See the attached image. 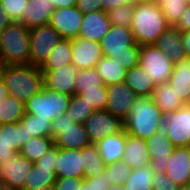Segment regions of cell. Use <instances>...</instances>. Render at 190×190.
Masks as SVG:
<instances>
[{"label": "cell", "mask_w": 190, "mask_h": 190, "mask_svg": "<svg viewBox=\"0 0 190 190\" xmlns=\"http://www.w3.org/2000/svg\"><path fill=\"white\" fill-rule=\"evenodd\" d=\"M5 67H6V64H3L0 60V81L3 80V73H4V70H5Z\"/></svg>", "instance_id": "obj_57"}, {"label": "cell", "mask_w": 190, "mask_h": 190, "mask_svg": "<svg viewBox=\"0 0 190 190\" xmlns=\"http://www.w3.org/2000/svg\"><path fill=\"white\" fill-rule=\"evenodd\" d=\"M184 104H190V58L174 64V70L168 80Z\"/></svg>", "instance_id": "obj_26"}, {"label": "cell", "mask_w": 190, "mask_h": 190, "mask_svg": "<svg viewBox=\"0 0 190 190\" xmlns=\"http://www.w3.org/2000/svg\"><path fill=\"white\" fill-rule=\"evenodd\" d=\"M140 52H123L122 54L116 55L118 62L121 63L125 69L129 70L139 63Z\"/></svg>", "instance_id": "obj_48"}, {"label": "cell", "mask_w": 190, "mask_h": 190, "mask_svg": "<svg viewBox=\"0 0 190 190\" xmlns=\"http://www.w3.org/2000/svg\"><path fill=\"white\" fill-rule=\"evenodd\" d=\"M79 95L84 101L91 105L95 110H105L107 104V88L102 85L97 89L82 90Z\"/></svg>", "instance_id": "obj_41"}, {"label": "cell", "mask_w": 190, "mask_h": 190, "mask_svg": "<svg viewBox=\"0 0 190 190\" xmlns=\"http://www.w3.org/2000/svg\"><path fill=\"white\" fill-rule=\"evenodd\" d=\"M56 171L53 168H41L35 163L27 175L24 190H38L41 187L54 186Z\"/></svg>", "instance_id": "obj_31"}, {"label": "cell", "mask_w": 190, "mask_h": 190, "mask_svg": "<svg viewBox=\"0 0 190 190\" xmlns=\"http://www.w3.org/2000/svg\"><path fill=\"white\" fill-rule=\"evenodd\" d=\"M54 11L55 6L51 0H29L24 17L20 22L29 29L47 25Z\"/></svg>", "instance_id": "obj_24"}, {"label": "cell", "mask_w": 190, "mask_h": 190, "mask_svg": "<svg viewBox=\"0 0 190 190\" xmlns=\"http://www.w3.org/2000/svg\"><path fill=\"white\" fill-rule=\"evenodd\" d=\"M70 98L69 95L50 91L43 87L25 103V113L53 121L67 111Z\"/></svg>", "instance_id": "obj_5"}, {"label": "cell", "mask_w": 190, "mask_h": 190, "mask_svg": "<svg viewBox=\"0 0 190 190\" xmlns=\"http://www.w3.org/2000/svg\"><path fill=\"white\" fill-rule=\"evenodd\" d=\"M154 173L150 165L133 169L128 179L123 183L124 190H152Z\"/></svg>", "instance_id": "obj_35"}, {"label": "cell", "mask_w": 190, "mask_h": 190, "mask_svg": "<svg viewBox=\"0 0 190 190\" xmlns=\"http://www.w3.org/2000/svg\"><path fill=\"white\" fill-rule=\"evenodd\" d=\"M9 96V91L5 86L4 81H0V101Z\"/></svg>", "instance_id": "obj_55"}, {"label": "cell", "mask_w": 190, "mask_h": 190, "mask_svg": "<svg viewBox=\"0 0 190 190\" xmlns=\"http://www.w3.org/2000/svg\"><path fill=\"white\" fill-rule=\"evenodd\" d=\"M138 64L148 72L155 85L168 82L174 70L171 59L155 45L140 47Z\"/></svg>", "instance_id": "obj_7"}, {"label": "cell", "mask_w": 190, "mask_h": 190, "mask_svg": "<svg viewBox=\"0 0 190 190\" xmlns=\"http://www.w3.org/2000/svg\"><path fill=\"white\" fill-rule=\"evenodd\" d=\"M174 27L180 32L190 31V6L181 14L178 23Z\"/></svg>", "instance_id": "obj_51"}, {"label": "cell", "mask_w": 190, "mask_h": 190, "mask_svg": "<svg viewBox=\"0 0 190 190\" xmlns=\"http://www.w3.org/2000/svg\"><path fill=\"white\" fill-rule=\"evenodd\" d=\"M110 27L108 15L103 10L84 14L78 37L100 42L109 32Z\"/></svg>", "instance_id": "obj_21"}, {"label": "cell", "mask_w": 190, "mask_h": 190, "mask_svg": "<svg viewBox=\"0 0 190 190\" xmlns=\"http://www.w3.org/2000/svg\"><path fill=\"white\" fill-rule=\"evenodd\" d=\"M133 168L124 163L123 161H118L105 165L103 175L110 182L111 185H123V183L128 179Z\"/></svg>", "instance_id": "obj_40"}, {"label": "cell", "mask_w": 190, "mask_h": 190, "mask_svg": "<svg viewBox=\"0 0 190 190\" xmlns=\"http://www.w3.org/2000/svg\"><path fill=\"white\" fill-rule=\"evenodd\" d=\"M133 12V6L122 5L113 8L107 15L111 25L131 28Z\"/></svg>", "instance_id": "obj_42"}, {"label": "cell", "mask_w": 190, "mask_h": 190, "mask_svg": "<svg viewBox=\"0 0 190 190\" xmlns=\"http://www.w3.org/2000/svg\"><path fill=\"white\" fill-rule=\"evenodd\" d=\"M65 65H72V39L62 38L40 69H57Z\"/></svg>", "instance_id": "obj_30"}, {"label": "cell", "mask_w": 190, "mask_h": 190, "mask_svg": "<svg viewBox=\"0 0 190 190\" xmlns=\"http://www.w3.org/2000/svg\"><path fill=\"white\" fill-rule=\"evenodd\" d=\"M29 0H2L1 7L13 22H20L24 17Z\"/></svg>", "instance_id": "obj_43"}, {"label": "cell", "mask_w": 190, "mask_h": 190, "mask_svg": "<svg viewBox=\"0 0 190 190\" xmlns=\"http://www.w3.org/2000/svg\"><path fill=\"white\" fill-rule=\"evenodd\" d=\"M83 182L84 178H57L54 184V190H79Z\"/></svg>", "instance_id": "obj_46"}, {"label": "cell", "mask_w": 190, "mask_h": 190, "mask_svg": "<svg viewBox=\"0 0 190 190\" xmlns=\"http://www.w3.org/2000/svg\"><path fill=\"white\" fill-rule=\"evenodd\" d=\"M152 98L156 106L165 116L184 105L175 92L174 86L170 85L169 82L156 85Z\"/></svg>", "instance_id": "obj_27"}, {"label": "cell", "mask_w": 190, "mask_h": 190, "mask_svg": "<svg viewBox=\"0 0 190 190\" xmlns=\"http://www.w3.org/2000/svg\"><path fill=\"white\" fill-rule=\"evenodd\" d=\"M51 137L61 149H79L90 144L84 124L74 123L67 114L52 121Z\"/></svg>", "instance_id": "obj_6"}, {"label": "cell", "mask_w": 190, "mask_h": 190, "mask_svg": "<svg viewBox=\"0 0 190 190\" xmlns=\"http://www.w3.org/2000/svg\"><path fill=\"white\" fill-rule=\"evenodd\" d=\"M25 115V104L13 96L0 101V124L18 123Z\"/></svg>", "instance_id": "obj_34"}, {"label": "cell", "mask_w": 190, "mask_h": 190, "mask_svg": "<svg viewBox=\"0 0 190 190\" xmlns=\"http://www.w3.org/2000/svg\"><path fill=\"white\" fill-rule=\"evenodd\" d=\"M125 143L126 131L124 129L121 132L109 135L96 143L105 165L122 161Z\"/></svg>", "instance_id": "obj_25"}, {"label": "cell", "mask_w": 190, "mask_h": 190, "mask_svg": "<svg viewBox=\"0 0 190 190\" xmlns=\"http://www.w3.org/2000/svg\"><path fill=\"white\" fill-rule=\"evenodd\" d=\"M103 0H77L76 7L83 13L88 14L102 10Z\"/></svg>", "instance_id": "obj_49"}, {"label": "cell", "mask_w": 190, "mask_h": 190, "mask_svg": "<svg viewBox=\"0 0 190 190\" xmlns=\"http://www.w3.org/2000/svg\"><path fill=\"white\" fill-rule=\"evenodd\" d=\"M84 14L76 7L57 8L50 18L49 25L65 39L79 36Z\"/></svg>", "instance_id": "obj_13"}, {"label": "cell", "mask_w": 190, "mask_h": 190, "mask_svg": "<svg viewBox=\"0 0 190 190\" xmlns=\"http://www.w3.org/2000/svg\"><path fill=\"white\" fill-rule=\"evenodd\" d=\"M110 182L103 174H98L90 178H84V182L79 190H108Z\"/></svg>", "instance_id": "obj_45"}, {"label": "cell", "mask_w": 190, "mask_h": 190, "mask_svg": "<svg viewBox=\"0 0 190 190\" xmlns=\"http://www.w3.org/2000/svg\"><path fill=\"white\" fill-rule=\"evenodd\" d=\"M53 146L52 137H32L21 147L19 153L32 163H35Z\"/></svg>", "instance_id": "obj_33"}, {"label": "cell", "mask_w": 190, "mask_h": 190, "mask_svg": "<svg viewBox=\"0 0 190 190\" xmlns=\"http://www.w3.org/2000/svg\"><path fill=\"white\" fill-rule=\"evenodd\" d=\"M0 60L6 65H30V29L21 22L0 32Z\"/></svg>", "instance_id": "obj_4"}, {"label": "cell", "mask_w": 190, "mask_h": 190, "mask_svg": "<svg viewBox=\"0 0 190 190\" xmlns=\"http://www.w3.org/2000/svg\"><path fill=\"white\" fill-rule=\"evenodd\" d=\"M125 83L138 96H152L155 83L139 64L127 70Z\"/></svg>", "instance_id": "obj_28"}, {"label": "cell", "mask_w": 190, "mask_h": 190, "mask_svg": "<svg viewBox=\"0 0 190 190\" xmlns=\"http://www.w3.org/2000/svg\"><path fill=\"white\" fill-rule=\"evenodd\" d=\"M34 163L20 153H16L6 161H0V181L15 189L24 190L27 175Z\"/></svg>", "instance_id": "obj_14"}, {"label": "cell", "mask_w": 190, "mask_h": 190, "mask_svg": "<svg viewBox=\"0 0 190 190\" xmlns=\"http://www.w3.org/2000/svg\"><path fill=\"white\" fill-rule=\"evenodd\" d=\"M187 3V6H190V0H185Z\"/></svg>", "instance_id": "obj_61"}, {"label": "cell", "mask_w": 190, "mask_h": 190, "mask_svg": "<svg viewBox=\"0 0 190 190\" xmlns=\"http://www.w3.org/2000/svg\"><path fill=\"white\" fill-rule=\"evenodd\" d=\"M81 156L84 161V178H90L102 174L105 163L100 156L96 144L90 143L81 149Z\"/></svg>", "instance_id": "obj_32"}, {"label": "cell", "mask_w": 190, "mask_h": 190, "mask_svg": "<svg viewBox=\"0 0 190 190\" xmlns=\"http://www.w3.org/2000/svg\"><path fill=\"white\" fill-rule=\"evenodd\" d=\"M38 190H54V186H49V187H41Z\"/></svg>", "instance_id": "obj_60"}, {"label": "cell", "mask_w": 190, "mask_h": 190, "mask_svg": "<svg viewBox=\"0 0 190 190\" xmlns=\"http://www.w3.org/2000/svg\"><path fill=\"white\" fill-rule=\"evenodd\" d=\"M179 185L170 179L166 172L154 173L152 177V190H178Z\"/></svg>", "instance_id": "obj_44"}, {"label": "cell", "mask_w": 190, "mask_h": 190, "mask_svg": "<svg viewBox=\"0 0 190 190\" xmlns=\"http://www.w3.org/2000/svg\"><path fill=\"white\" fill-rule=\"evenodd\" d=\"M20 122L26 126L28 132V139L32 137H51L52 121L41 119L38 115L25 113Z\"/></svg>", "instance_id": "obj_36"}, {"label": "cell", "mask_w": 190, "mask_h": 190, "mask_svg": "<svg viewBox=\"0 0 190 190\" xmlns=\"http://www.w3.org/2000/svg\"><path fill=\"white\" fill-rule=\"evenodd\" d=\"M106 88L107 104L105 110L124 121L138 96L125 82L106 85Z\"/></svg>", "instance_id": "obj_12"}, {"label": "cell", "mask_w": 190, "mask_h": 190, "mask_svg": "<svg viewBox=\"0 0 190 190\" xmlns=\"http://www.w3.org/2000/svg\"><path fill=\"white\" fill-rule=\"evenodd\" d=\"M165 15L168 24L174 27L181 17V14L188 7L185 0H153Z\"/></svg>", "instance_id": "obj_39"}, {"label": "cell", "mask_w": 190, "mask_h": 190, "mask_svg": "<svg viewBox=\"0 0 190 190\" xmlns=\"http://www.w3.org/2000/svg\"><path fill=\"white\" fill-rule=\"evenodd\" d=\"M154 45L165 53L171 59L173 64L187 58L183 47L181 32L176 27L170 26L166 29L156 40Z\"/></svg>", "instance_id": "obj_23"}, {"label": "cell", "mask_w": 190, "mask_h": 190, "mask_svg": "<svg viewBox=\"0 0 190 190\" xmlns=\"http://www.w3.org/2000/svg\"><path fill=\"white\" fill-rule=\"evenodd\" d=\"M103 56L114 58L123 52H140L131 28L111 25L109 32L100 41Z\"/></svg>", "instance_id": "obj_10"}, {"label": "cell", "mask_w": 190, "mask_h": 190, "mask_svg": "<svg viewBox=\"0 0 190 190\" xmlns=\"http://www.w3.org/2000/svg\"><path fill=\"white\" fill-rule=\"evenodd\" d=\"M133 7L131 30L135 42L140 46L154 45L170 27L163 10L153 0L139 1Z\"/></svg>", "instance_id": "obj_1"}, {"label": "cell", "mask_w": 190, "mask_h": 190, "mask_svg": "<svg viewBox=\"0 0 190 190\" xmlns=\"http://www.w3.org/2000/svg\"><path fill=\"white\" fill-rule=\"evenodd\" d=\"M12 22L13 21L9 18L8 14L0 6V32Z\"/></svg>", "instance_id": "obj_53"}, {"label": "cell", "mask_w": 190, "mask_h": 190, "mask_svg": "<svg viewBox=\"0 0 190 190\" xmlns=\"http://www.w3.org/2000/svg\"><path fill=\"white\" fill-rule=\"evenodd\" d=\"M104 85L96 68L78 70L75 79V94H79L82 90L97 89Z\"/></svg>", "instance_id": "obj_38"}, {"label": "cell", "mask_w": 190, "mask_h": 190, "mask_svg": "<svg viewBox=\"0 0 190 190\" xmlns=\"http://www.w3.org/2000/svg\"><path fill=\"white\" fill-rule=\"evenodd\" d=\"M178 190H190V184H185V185L179 186Z\"/></svg>", "instance_id": "obj_59"}, {"label": "cell", "mask_w": 190, "mask_h": 190, "mask_svg": "<svg viewBox=\"0 0 190 190\" xmlns=\"http://www.w3.org/2000/svg\"><path fill=\"white\" fill-rule=\"evenodd\" d=\"M137 3H139V0H103L102 10L108 13L117 6H122V5L134 6Z\"/></svg>", "instance_id": "obj_50"}, {"label": "cell", "mask_w": 190, "mask_h": 190, "mask_svg": "<svg viewBox=\"0 0 190 190\" xmlns=\"http://www.w3.org/2000/svg\"><path fill=\"white\" fill-rule=\"evenodd\" d=\"M84 126L90 143L96 144L109 135L124 129L123 121L107 110H95L85 121Z\"/></svg>", "instance_id": "obj_11"}, {"label": "cell", "mask_w": 190, "mask_h": 190, "mask_svg": "<svg viewBox=\"0 0 190 190\" xmlns=\"http://www.w3.org/2000/svg\"><path fill=\"white\" fill-rule=\"evenodd\" d=\"M102 57L100 42L81 37L72 39V65L77 70L95 67Z\"/></svg>", "instance_id": "obj_18"}, {"label": "cell", "mask_w": 190, "mask_h": 190, "mask_svg": "<svg viewBox=\"0 0 190 190\" xmlns=\"http://www.w3.org/2000/svg\"><path fill=\"white\" fill-rule=\"evenodd\" d=\"M95 68L104 85L125 82L127 69L121 66L116 57L103 56Z\"/></svg>", "instance_id": "obj_29"}, {"label": "cell", "mask_w": 190, "mask_h": 190, "mask_svg": "<svg viewBox=\"0 0 190 190\" xmlns=\"http://www.w3.org/2000/svg\"><path fill=\"white\" fill-rule=\"evenodd\" d=\"M55 9L76 6L77 0H51Z\"/></svg>", "instance_id": "obj_52"}, {"label": "cell", "mask_w": 190, "mask_h": 190, "mask_svg": "<svg viewBox=\"0 0 190 190\" xmlns=\"http://www.w3.org/2000/svg\"><path fill=\"white\" fill-rule=\"evenodd\" d=\"M56 177L84 178V161L81 150L58 148Z\"/></svg>", "instance_id": "obj_19"}, {"label": "cell", "mask_w": 190, "mask_h": 190, "mask_svg": "<svg viewBox=\"0 0 190 190\" xmlns=\"http://www.w3.org/2000/svg\"><path fill=\"white\" fill-rule=\"evenodd\" d=\"M150 156V167L155 173L166 172L170 155L175 146L170 141L164 129L146 139Z\"/></svg>", "instance_id": "obj_17"}, {"label": "cell", "mask_w": 190, "mask_h": 190, "mask_svg": "<svg viewBox=\"0 0 190 190\" xmlns=\"http://www.w3.org/2000/svg\"><path fill=\"white\" fill-rule=\"evenodd\" d=\"M95 111V109L88 105L83 97L79 94L71 96L67 114L74 123L84 124L86 119Z\"/></svg>", "instance_id": "obj_37"}, {"label": "cell", "mask_w": 190, "mask_h": 190, "mask_svg": "<svg viewBox=\"0 0 190 190\" xmlns=\"http://www.w3.org/2000/svg\"><path fill=\"white\" fill-rule=\"evenodd\" d=\"M29 140L26 126L20 121L0 124V161H6L19 153L21 147Z\"/></svg>", "instance_id": "obj_15"}, {"label": "cell", "mask_w": 190, "mask_h": 190, "mask_svg": "<svg viewBox=\"0 0 190 190\" xmlns=\"http://www.w3.org/2000/svg\"><path fill=\"white\" fill-rule=\"evenodd\" d=\"M164 118L165 115L156 106L152 96H140L123 121L124 130L135 137L148 139L163 129Z\"/></svg>", "instance_id": "obj_2"}, {"label": "cell", "mask_w": 190, "mask_h": 190, "mask_svg": "<svg viewBox=\"0 0 190 190\" xmlns=\"http://www.w3.org/2000/svg\"><path fill=\"white\" fill-rule=\"evenodd\" d=\"M167 176L179 186L189 183L190 147H175L166 168Z\"/></svg>", "instance_id": "obj_20"}, {"label": "cell", "mask_w": 190, "mask_h": 190, "mask_svg": "<svg viewBox=\"0 0 190 190\" xmlns=\"http://www.w3.org/2000/svg\"><path fill=\"white\" fill-rule=\"evenodd\" d=\"M122 161L133 169L150 165L146 139L135 137L126 132V143Z\"/></svg>", "instance_id": "obj_22"}, {"label": "cell", "mask_w": 190, "mask_h": 190, "mask_svg": "<svg viewBox=\"0 0 190 190\" xmlns=\"http://www.w3.org/2000/svg\"><path fill=\"white\" fill-rule=\"evenodd\" d=\"M108 190H124V187H123V185H118V186L111 185V186H109Z\"/></svg>", "instance_id": "obj_58"}, {"label": "cell", "mask_w": 190, "mask_h": 190, "mask_svg": "<svg viewBox=\"0 0 190 190\" xmlns=\"http://www.w3.org/2000/svg\"><path fill=\"white\" fill-rule=\"evenodd\" d=\"M44 88L73 96L75 79L78 70L73 65H65L57 69H41Z\"/></svg>", "instance_id": "obj_16"}, {"label": "cell", "mask_w": 190, "mask_h": 190, "mask_svg": "<svg viewBox=\"0 0 190 190\" xmlns=\"http://www.w3.org/2000/svg\"><path fill=\"white\" fill-rule=\"evenodd\" d=\"M163 129L175 147H190V104L167 114Z\"/></svg>", "instance_id": "obj_9"}, {"label": "cell", "mask_w": 190, "mask_h": 190, "mask_svg": "<svg viewBox=\"0 0 190 190\" xmlns=\"http://www.w3.org/2000/svg\"><path fill=\"white\" fill-rule=\"evenodd\" d=\"M61 39L49 24L30 28V65L41 67Z\"/></svg>", "instance_id": "obj_8"}, {"label": "cell", "mask_w": 190, "mask_h": 190, "mask_svg": "<svg viewBox=\"0 0 190 190\" xmlns=\"http://www.w3.org/2000/svg\"><path fill=\"white\" fill-rule=\"evenodd\" d=\"M58 147L54 145L35 164L41 168H53L56 171Z\"/></svg>", "instance_id": "obj_47"}, {"label": "cell", "mask_w": 190, "mask_h": 190, "mask_svg": "<svg viewBox=\"0 0 190 190\" xmlns=\"http://www.w3.org/2000/svg\"><path fill=\"white\" fill-rule=\"evenodd\" d=\"M3 81L9 95L24 104L44 87L42 71L33 65H6Z\"/></svg>", "instance_id": "obj_3"}, {"label": "cell", "mask_w": 190, "mask_h": 190, "mask_svg": "<svg viewBox=\"0 0 190 190\" xmlns=\"http://www.w3.org/2000/svg\"><path fill=\"white\" fill-rule=\"evenodd\" d=\"M183 47L187 58H190V31L181 32Z\"/></svg>", "instance_id": "obj_54"}, {"label": "cell", "mask_w": 190, "mask_h": 190, "mask_svg": "<svg viewBox=\"0 0 190 190\" xmlns=\"http://www.w3.org/2000/svg\"><path fill=\"white\" fill-rule=\"evenodd\" d=\"M0 190H19V189H15L11 185H8L7 183L0 181Z\"/></svg>", "instance_id": "obj_56"}]
</instances>
